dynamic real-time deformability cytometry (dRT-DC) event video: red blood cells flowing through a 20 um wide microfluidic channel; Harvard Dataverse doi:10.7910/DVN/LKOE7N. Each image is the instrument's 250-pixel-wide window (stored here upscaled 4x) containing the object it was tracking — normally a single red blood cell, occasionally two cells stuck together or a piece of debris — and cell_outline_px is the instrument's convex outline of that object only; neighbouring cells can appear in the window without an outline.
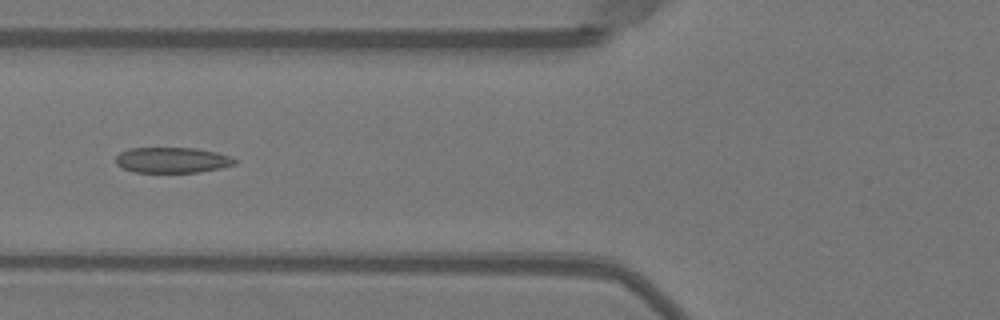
{"species": "Egyptian fruit bat (a non-hibernating species)", "species_latin": "Rousettus aegyptiacus", "temperature_condition": "warm", "stored_images_in_passage": 37, "camera_frame_rate_fps": 3000, "um_per_image_px": 0.085, "animal": {"sex": "female"}, "frame": {"image": 1, "passage_image": 10, "time_ms": 3.0, "image_size_px": [1000, 320], "cell_outline_px": [[236, 164], [220, 168], [196, 172], [132, 172], [116, 164], [116, 156], [120, 152], [128, 148], [196, 148], [216, 152], [228, 156], [236, 160]], "centroid_in_image_um": [14.6, 13.6], "position_along_channel_um": 111.2, "area_um2": 17.63}}
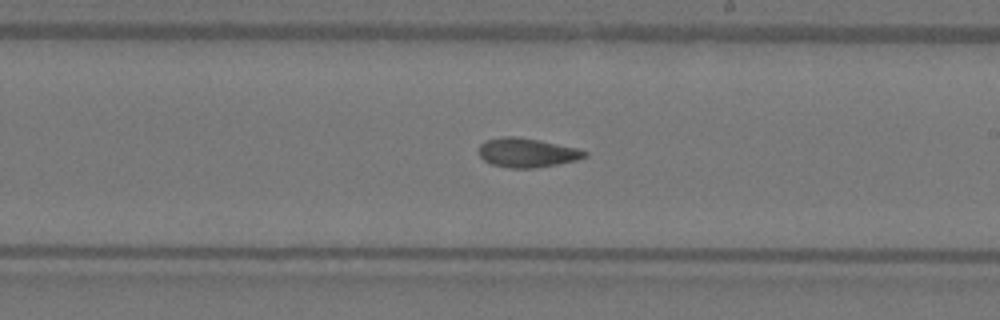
{"frame": {"image": 2, "passage_image": 20, "time_ms": 6.333, "image_size_px": [1000, 320], "cell_outline_px": [[588, 156], [576, 160], [536, 168], [508, 168], [492, 164], [484, 160], [480, 156], [480, 144], [484, 140], [500, 136], [516, 136], [540, 140], [576, 148], [588, 152]], "centroid_in_image_um": [44.78, 12.97], "position_along_channel_um": 244.2, "area_um2": 18.03}}
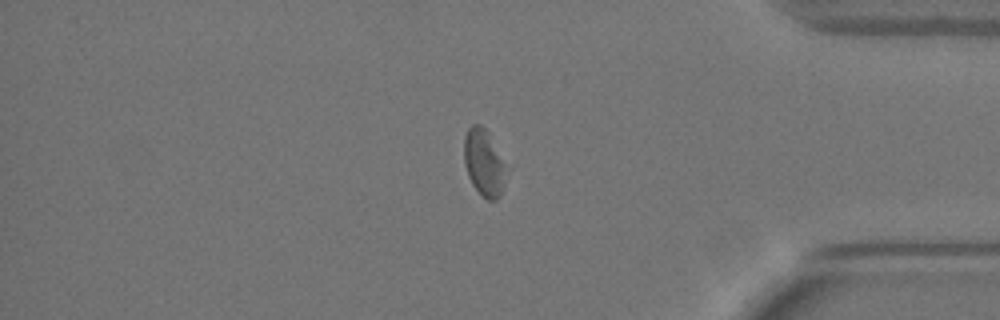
{"frame": {"image": 3, "passage_image": 33, "time_ms": 10.667, "image_size_px": [1000, 320], "cell_outline_px": [[512, 168], [500, 196], [496, 200], [488, 200], [472, 184], [468, 176], [464, 164], [464, 136], [468, 128], [472, 124], [480, 124], [488, 132], [512, 164]], "centroid_in_image_um": [41.26, 13.81], "position_along_channel_um": 393.9, "area_um2": 17.69}, "authors_computed_cell_mechanics": {"area_um2": 17.8024, "velocity_mm_per_s": 3.9958, "shape_relaxation_time_tau1_ms": null, "shape_relaxation_time_tau2_ms": 4.5964, "deformation_change_tau1": null, "deformation_change_tau2": 0.0959}}